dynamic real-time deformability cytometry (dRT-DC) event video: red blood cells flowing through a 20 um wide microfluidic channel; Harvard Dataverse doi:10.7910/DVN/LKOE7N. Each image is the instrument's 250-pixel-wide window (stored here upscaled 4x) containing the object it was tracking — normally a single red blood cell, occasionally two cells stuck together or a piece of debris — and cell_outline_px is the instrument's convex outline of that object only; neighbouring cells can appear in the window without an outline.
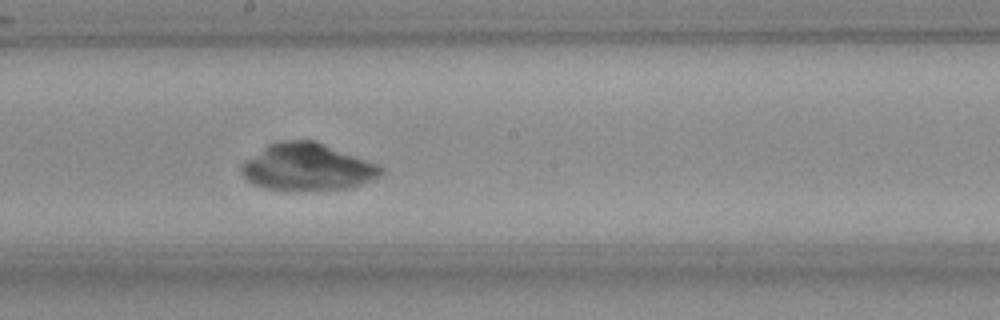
{"species": "Egyptian fruit bat (a non-hibernating species)", "species_latin": "Rousettus aegyptiacus", "temperature_condition": "room temperature", "stored_images_in_passage": 49, "camera_frame_rate_fps": 3000, "um_per_image_px": 0.085, "frame": {"image": 1, "passage_image": 24, "time_ms": 7.667, "image_size_px": [1000, 320], "cell_outline_px": [[384, 172], [380, 176], [372, 180], [348, 188], [320, 192], [284, 192], [264, 188], [248, 180], [240, 172], [240, 168], [248, 160], [268, 144], [276, 140], [308, 140], [380, 164], [384, 168]], "centroid_in_image_um": [26.14, 14.26], "position_along_channel_um": 222.1, "area_um2": 38.61}}
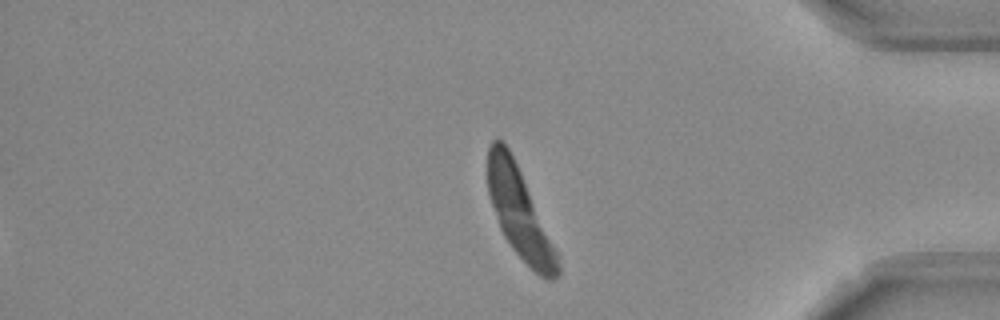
{"frame": {"image": 2, "passage_image": 40, "time_ms": 13.0, "image_size_px": [1000, 320], "cell_outline_px": [[560, 272], [552, 280], [544, 280], [512, 248], [504, 236], [500, 228], [488, 192], [488, 148], [492, 140], [500, 140], [508, 148], [520, 172], [560, 256]], "centroid_in_image_um": [44.18, 18.15], "position_along_channel_um": 391.0, "area_um2": 35.78}}
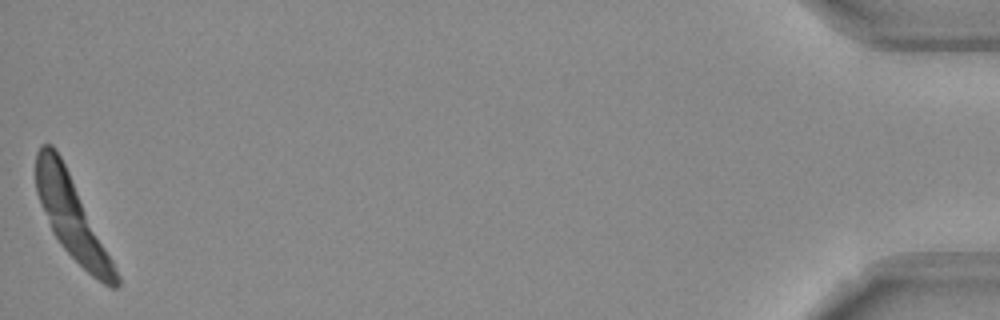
{"frame": {"image": 3, "passage_image": 49, "time_ms": 16.0, "image_size_px": [1000, 320], "cell_outline_px": [[120, 284], [116, 288], [112, 288], [104, 284], [92, 276], [60, 244], [52, 232], [40, 204], [36, 192], [36, 152], [40, 144], [52, 144], [60, 156], [120, 276]], "centroid_in_image_um": [6.07, 18.46], "position_along_channel_um": 429.1, "area_um2": 36.82}}